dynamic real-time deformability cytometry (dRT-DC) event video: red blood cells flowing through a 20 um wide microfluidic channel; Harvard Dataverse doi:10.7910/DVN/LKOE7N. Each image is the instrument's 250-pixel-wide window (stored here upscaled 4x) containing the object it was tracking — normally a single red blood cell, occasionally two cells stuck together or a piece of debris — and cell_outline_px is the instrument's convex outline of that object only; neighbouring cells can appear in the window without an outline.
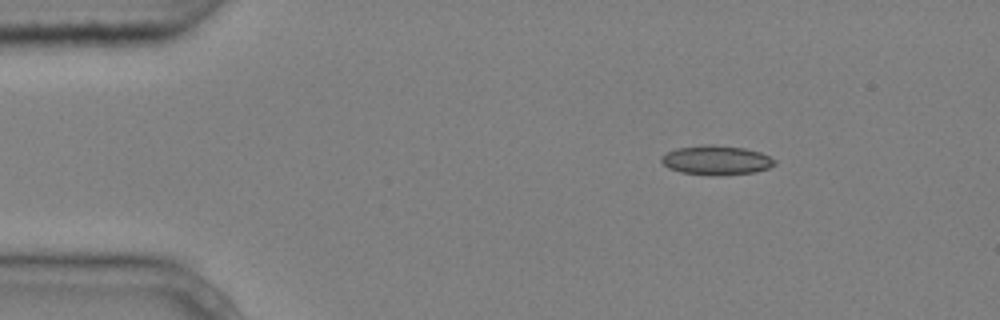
{"species": "common noctule bat (a hibernating species)", "species_latin": "Nyctalus noctula", "temperature_condition": "cold", "stored_images_in_passage": 2, "camera_frame_rate_fps": 3000, "um_per_image_px": 0.085, "animal": {"sex": "male", "body_mass_g": 20.4}, "frame": {"image": 1, "passage_image": 1, "time_ms": 0.0, "image_size_px": [1000, 320], "cell_outline_px": [[776, 164], [768, 168], [756, 172], [716, 176], [680, 172], [668, 168], [660, 160], [660, 156], [676, 148], [704, 144], [712, 144], [744, 148], [760, 152], [776, 160]], "centroid_in_image_um": [60.88, 13.61], "position_along_channel_um": 24.1, "area_um2": 19.54}}